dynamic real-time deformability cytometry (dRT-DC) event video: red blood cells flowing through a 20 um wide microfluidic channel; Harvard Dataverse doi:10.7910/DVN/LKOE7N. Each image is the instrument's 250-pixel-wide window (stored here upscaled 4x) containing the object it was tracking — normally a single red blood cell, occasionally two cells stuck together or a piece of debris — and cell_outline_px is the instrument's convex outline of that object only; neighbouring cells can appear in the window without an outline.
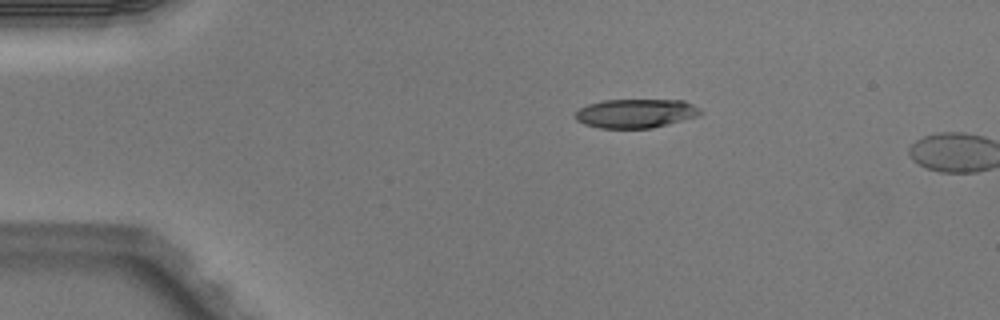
{"species": "Egyptian fruit bat (a non-hibernating species)", "species_latin": "Rousettus aegyptiacus", "temperature_condition": "warm", "stored_images_in_passage": 2, "camera_frame_rate_fps": 3000, "um_per_image_px": 0.085, "animal": {"sex": "male"}, "frame": {"image": 1, "passage_image": 1, "time_ms": 0.0, "image_size_px": [1000, 320], "cell_outline_px": [[704, 112], [696, 116], [668, 124], [652, 128], [600, 128], [584, 124], [576, 120], [576, 112], [580, 108], [588, 104], [604, 100], [684, 100], [700, 108]], "centroid_in_image_um": [54.04, 9.63], "position_along_channel_um": 31.0, "area_um2": 21.04}}